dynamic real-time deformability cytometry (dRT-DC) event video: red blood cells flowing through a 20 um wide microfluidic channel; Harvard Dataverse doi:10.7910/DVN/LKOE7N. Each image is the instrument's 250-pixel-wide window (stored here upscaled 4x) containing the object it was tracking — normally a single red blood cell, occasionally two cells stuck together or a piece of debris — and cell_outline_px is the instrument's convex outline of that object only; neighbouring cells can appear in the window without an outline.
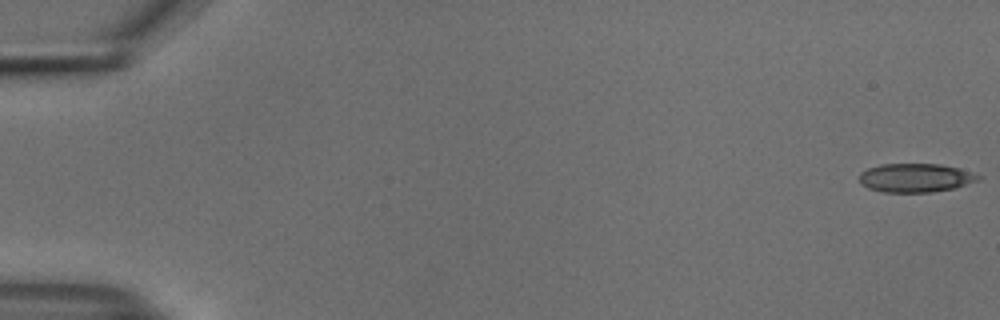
{"species": "common noctule bat (a hibernating species)", "species_latin": "Nyctalus noctula", "temperature_condition": "cold", "stored_images_in_passage": 54, "camera_frame_rate_fps": 3000, "um_per_image_px": 0.085, "animal": {"sex": "male", "body_mass_g": 18.8}, "frame": {"image": 1, "passage_image": 1, "time_ms": 0.0, "image_size_px": [1000, 320], "cell_outline_px": [[984, 176], [980, 180], [956, 188], [932, 192], [884, 192], [868, 188], [860, 184], [860, 172], [868, 168], [880, 164], [940, 164], [960, 168]], "centroid_in_image_um": [77.86, 15.11], "position_along_channel_um": 7.1, "area_um2": 20.17}}
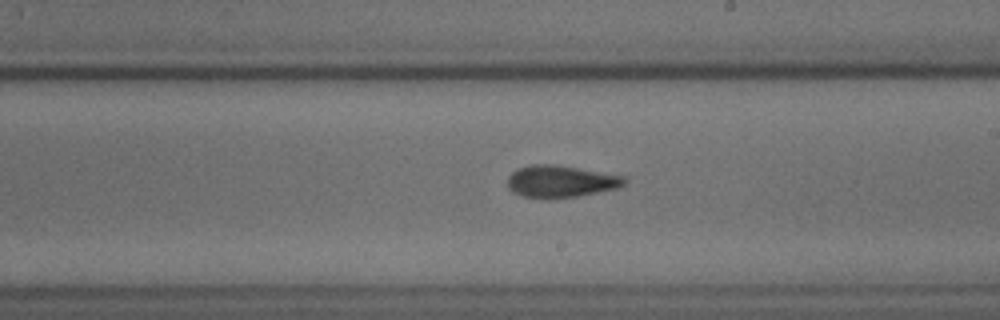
{"frame": {"image": 2, "passage_image": 32, "time_ms": 10.333, "image_size_px": [1000, 320], "cell_outline_px": [[628, 180], [624, 184], [616, 188], [576, 196], [524, 196], [512, 192], [508, 188], [508, 176], [512, 172], [520, 168], [532, 164], [556, 164], [624, 176]], "centroid_in_image_um": [47.66, 15.38], "position_along_channel_um": 241.3, "area_um2": 21.1}}
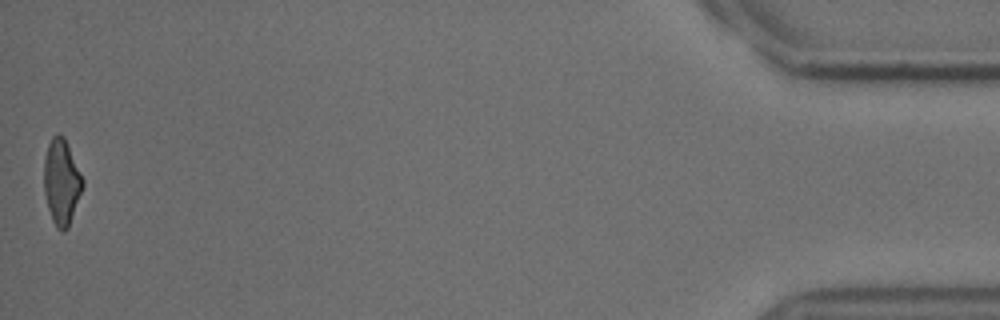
{"frame": {"image": 3, "passage_image": 54, "time_ms": 17.667, "image_size_px": [1000, 320], "cell_outline_px": [[84, 184], [68, 228], [64, 232], [60, 232], [56, 228], [52, 220], [48, 208], [44, 192], [44, 156], [48, 144], [52, 136], [56, 132], [64, 136], [84, 180]], "centroid_in_image_um": [5.22, 15.46], "position_along_channel_um": 430.0, "area_um2": 19.42}, "authors_computed_cell_mechanics": {"area_um2": 20.9814, "velocity_mm_per_s": 3.7785, "shape_relaxation_time_tau1_ms": 5.8973, "shape_relaxation_time_tau2_ms": 2.844, "deformation_change_tau1": 0.1538, "deformation_change_tau2": 0.0898}}